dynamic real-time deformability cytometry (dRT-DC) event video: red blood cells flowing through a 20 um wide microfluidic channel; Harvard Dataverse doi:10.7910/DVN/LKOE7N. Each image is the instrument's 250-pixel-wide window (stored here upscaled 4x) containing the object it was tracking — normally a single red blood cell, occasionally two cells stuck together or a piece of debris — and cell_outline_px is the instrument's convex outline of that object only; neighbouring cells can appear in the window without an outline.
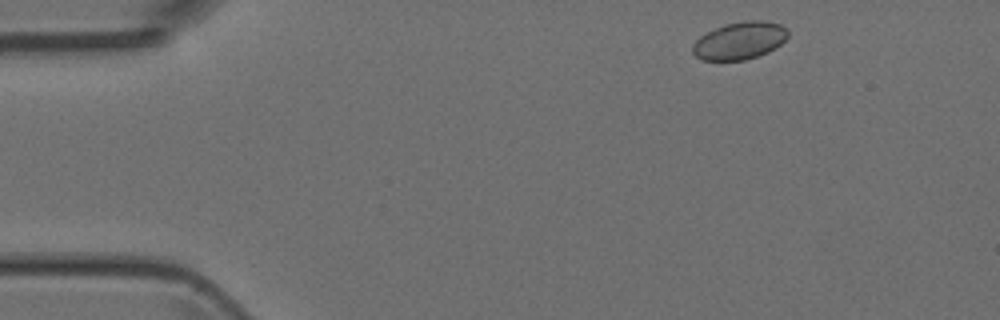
{"species": "Egyptian fruit bat (a non-hibernating species)", "species_latin": "Rousettus aegyptiacus", "temperature_condition": "room temperature", "stored_images_in_passage": 4, "camera_frame_rate_fps": 3000, "um_per_image_px": 0.085, "animal": {"sex": "female"}, "frame": {"image": 1, "passage_image": 1, "time_ms": 0.0, "image_size_px": [1000, 320], "cell_outline_px": [[788, 36], [776, 48], [768, 52], [744, 60], [700, 60], [692, 52], [692, 44], [700, 36], [724, 24], [744, 20], [760, 20], [780, 24], [788, 32]], "centroid_in_image_um": [62.85, 3.45], "position_along_channel_um": 22.2, "area_um2": 20.75}}
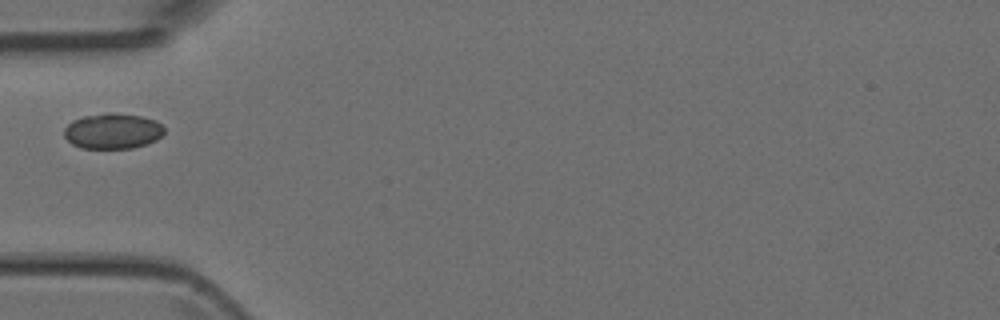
{"frame": {"image": 2, "passage_image": 4, "time_ms": 3.333, "image_size_px": [1000, 320], "cell_outline_px": [[164, 132], [156, 140], [132, 148], [80, 148], [72, 144], [64, 136], [64, 128], [72, 120], [84, 116], [108, 112], [112, 112], [140, 116], [156, 120], [164, 128]], "centroid_in_image_um": [9.55, 11.13], "position_along_channel_um": 75.4, "area_um2": 20.69}}